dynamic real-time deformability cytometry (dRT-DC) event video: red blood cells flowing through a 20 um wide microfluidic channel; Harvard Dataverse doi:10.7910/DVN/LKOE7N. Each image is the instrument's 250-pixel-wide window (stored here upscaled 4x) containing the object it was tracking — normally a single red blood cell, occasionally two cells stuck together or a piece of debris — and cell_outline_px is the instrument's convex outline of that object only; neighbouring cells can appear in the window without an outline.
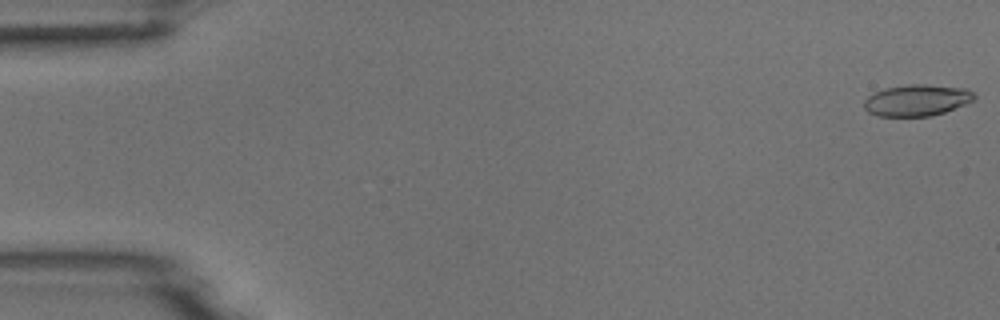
{"species": "common noctule bat (a hibernating species)", "species_latin": "Nyctalus noctula", "temperature_condition": "room temperature", "stored_images_in_passage": 6, "camera_frame_rate_fps": 3000, "um_per_image_px": 0.085, "animal": {"sex": "male", "body_mass_g": 18.8}, "frame": {"image": 1, "passage_image": 1, "time_ms": 0.0, "image_size_px": [1000, 320], "cell_outline_px": [[976, 96], [972, 100], [964, 104], [944, 112], [932, 116], [876, 116], [868, 112], [864, 108], [864, 100], [868, 96], [884, 88], [908, 84], [924, 84], [968, 88]], "centroid_in_image_um": [77.91, 8.51], "position_along_channel_um": 7.1, "area_um2": 20.17}}
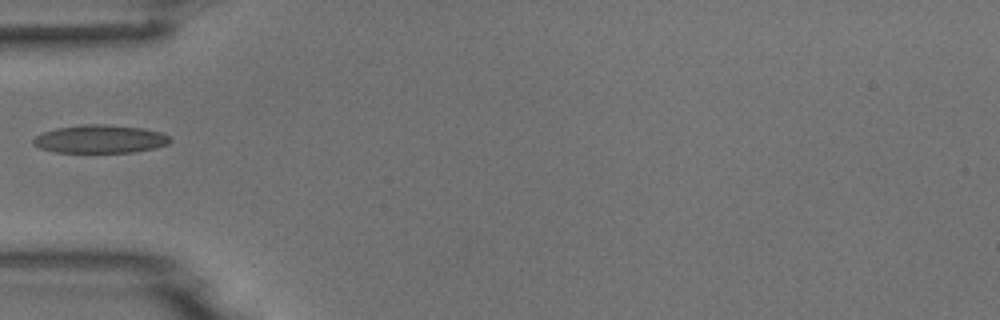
{"frame": {"image": 2, "passage_image": 5, "time_ms": 5.667, "image_size_px": [1000, 320], "cell_outline_px": [[172, 140], [168, 144], [152, 148], [132, 152], [56, 152], [40, 148], [32, 144], [32, 140], [36, 136], [44, 132], [56, 128], [84, 124], [104, 124], [144, 128], [160, 132], [168, 136]], "centroid_in_image_um": [8.49, 11.81], "position_along_channel_um": 76.5, "area_um2": 22.31}}